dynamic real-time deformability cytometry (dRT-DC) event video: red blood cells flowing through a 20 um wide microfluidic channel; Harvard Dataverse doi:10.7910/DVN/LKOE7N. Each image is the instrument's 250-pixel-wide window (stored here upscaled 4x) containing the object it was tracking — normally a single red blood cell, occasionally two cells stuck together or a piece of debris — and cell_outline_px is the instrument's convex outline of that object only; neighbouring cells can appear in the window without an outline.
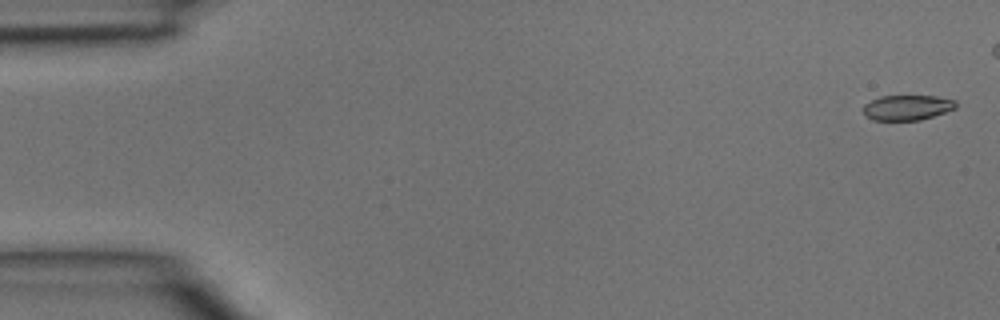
{"species": "common noctule bat (a hibernating species)", "species_latin": "Nyctalus noctula", "temperature_condition": "room temperature", "stored_images_in_passage": 5, "camera_frame_rate_fps": 3000, "um_per_image_px": 0.085, "animal": {"sex": "male", "body_mass_g": 15.6}, "frame": {"image": 1, "passage_image": 1, "time_ms": 0.0, "image_size_px": [1000, 320], "cell_outline_px": [[956, 108], [920, 120], [872, 120], [864, 112], [864, 104], [880, 96], [936, 96], [956, 100]], "centroid_in_image_um": [77.12, 9.13], "position_along_channel_um": 7.9, "area_um2": 13.41}}
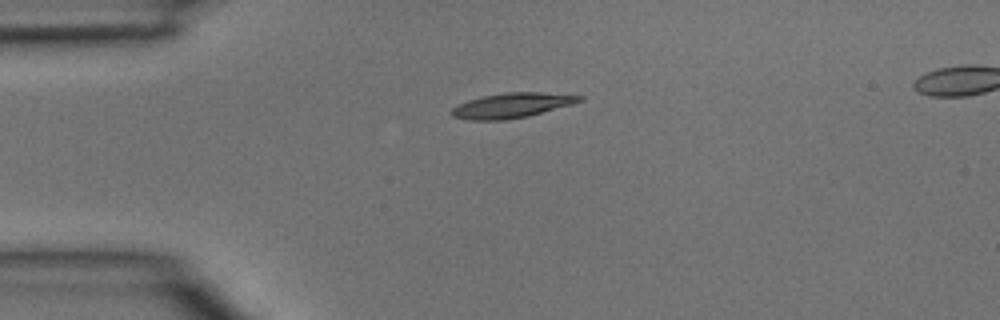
{"frame": {"image": 2, "passage_image": 5, "time_ms": 1.333, "image_size_px": [1000, 320], "cell_outline_px": [[584, 100], [572, 104], [528, 116], [504, 120], [468, 120], [452, 116], [448, 112], [456, 104], [468, 100], [484, 96], [508, 92], [540, 92], [584, 96]], "centroid_in_image_um": [43.47, 8.96], "position_along_channel_um": 41.5, "area_um2": 18.55}}